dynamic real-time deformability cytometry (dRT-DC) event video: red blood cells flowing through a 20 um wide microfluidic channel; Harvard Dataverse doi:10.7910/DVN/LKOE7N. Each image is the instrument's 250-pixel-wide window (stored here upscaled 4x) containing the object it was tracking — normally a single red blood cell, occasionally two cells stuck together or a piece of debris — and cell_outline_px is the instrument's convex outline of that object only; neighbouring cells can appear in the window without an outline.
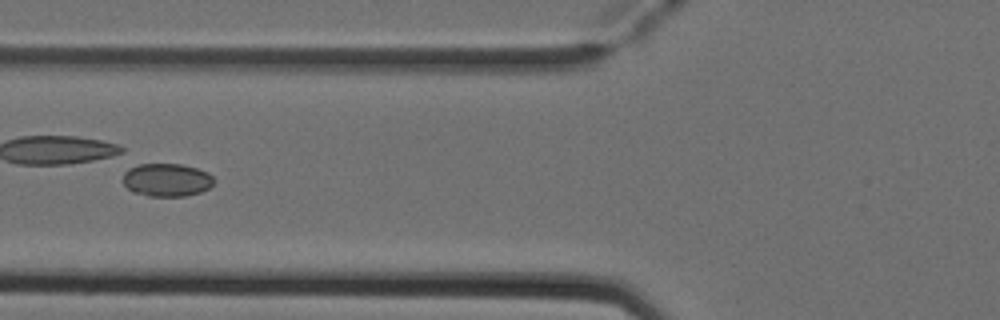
{"species": "Egyptian fruit bat (a non-hibernating species)", "species_latin": "Rousettus aegyptiacus", "temperature_condition": "cold", "stored_images_in_passage": 6, "camera_frame_rate_fps": 3000, "um_per_image_px": 0.085, "animal": {"sex": "female"}, "frame": {"image": 1, "passage_image": 5, "time_ms": 1.333, "image_size_px": [1000, 320], "cell_outline_px": [[216, 180], [208, 188], [200, 192], [184, 196], [148, 196], [132, 192], [124, 184], [124, 172], [128, 164], [180, 164], [196, 168], [208, 172]], "centroid_in_image_um": [14.13, 15.28], "position_along_channel_um": 111.7, "area_um2": 17.74}}